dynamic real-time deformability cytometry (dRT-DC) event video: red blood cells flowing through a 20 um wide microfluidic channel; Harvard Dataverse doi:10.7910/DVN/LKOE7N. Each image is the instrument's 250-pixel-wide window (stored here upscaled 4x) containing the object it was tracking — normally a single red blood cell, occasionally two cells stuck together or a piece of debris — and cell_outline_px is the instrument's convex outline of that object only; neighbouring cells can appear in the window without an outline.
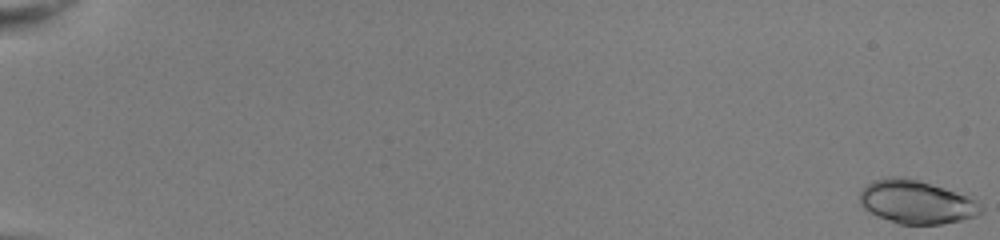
{"species": "common noctule bat (a hibernating species)", "species_latin": "Nyctalus noctula", "temperature_condition": "room temperature", "stored_images_in_passage": 53, "camera_frame_rate_fps": 3000, "um_per_image_px": 0.085, "animal": {"sex": "female", "body_mass_g": 22.0, "forearm_length_mm": 56.7}, "frame": {"image": 1, "passage_image": 1, "time_ms": 0.0, "image_size_px": [1000, 240], "cell_outline_px": [[984, 212], [980, 216], [964, 220], [940, 224], [900, 224], [876, 216], [864, 208], [860, 204], [860, 192], [872, 180], [888, 176], [904, 176], [944, 188], [968, 196], [976, 200], [984, 208]], "centroid_in_image_um": [77.92, 17.17], "position_along_channel_um": 7.1, "area_um2": 30.92}}
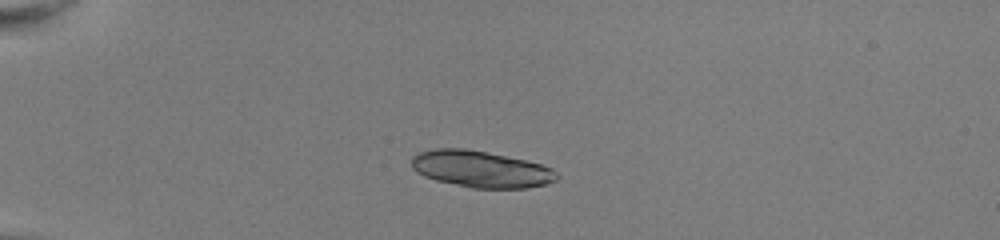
{"frame": {"image": 2, "passage_image": 16, "time_ms": 5.0, "image_size_px": [1000, 240], "cell_outline_px": [[560, 176], [556, 180], [544, 184], [528, 188], [472, 188], [436, 180], [424, 176], [416, 172], [412, 168], [412, 156], [420, 152], [436, 148], [464, 148], [524, 160], [540, 164], [552, 168]], "centroid_in_image_um": [40.86, 14.38], "position_along_channel_um": 44.1, "area_um2": 30.75}}
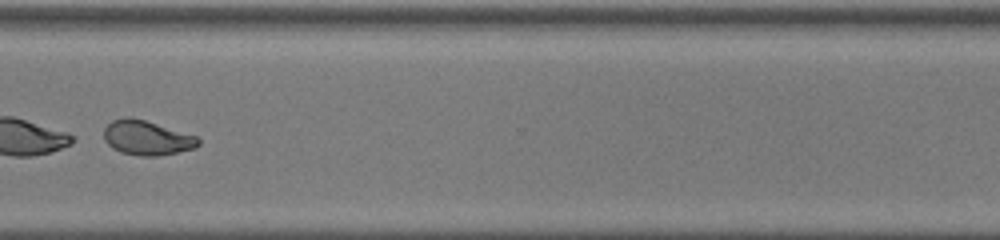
{"frame": {"image": 3, "passage_image": 43, "time_ms": 14.0, "image_size_px": [1000, 240], "cell_outline_px": [[200, 144], [196, 148], [156, 156], [140, 156], [120, 152], [112, 148], [104, 140], [104, 128], [112, 120], [128, 116], [144, 120], [196, 136], [200, 140]], "centroid_in_image_um": [12.46, 11.72], "position_along_channel_um": 358.1, "area_um2": 18.9}}